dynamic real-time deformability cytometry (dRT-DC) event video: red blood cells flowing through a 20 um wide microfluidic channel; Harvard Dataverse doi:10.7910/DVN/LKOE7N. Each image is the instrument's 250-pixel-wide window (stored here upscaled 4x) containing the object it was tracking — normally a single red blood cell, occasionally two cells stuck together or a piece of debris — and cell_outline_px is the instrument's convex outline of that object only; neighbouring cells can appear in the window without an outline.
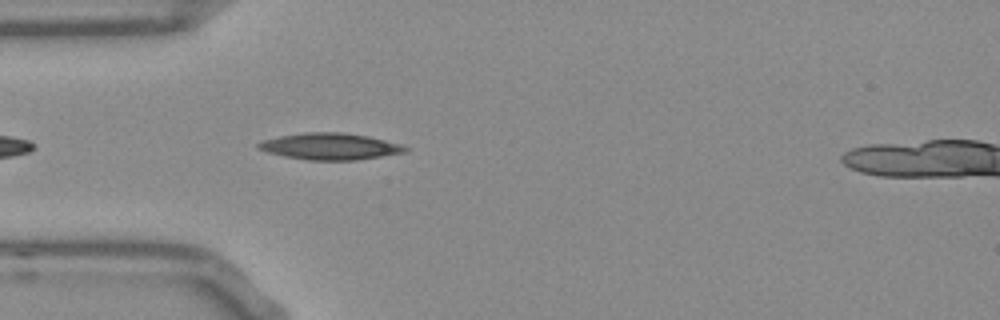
{"species": "Egyptian fruit bat (a non-hibernating species)", "species_latin": "Rousettus aegyptiacus", "temperature_condition": "room temperature", "stored_images_in_passage": 25, "camera_frame_rate_fps": 3000, "um_per_image_px": 0.085, "frame": {"image": 1, "passage_image": 4, "time_ms": 1.0, "image_size_px": [1000, 320], "cell_outline_px": [[408, 152], [356, 160], [308, 160], [284, 156], [268, 152], [256, 148], [256, 144], [264, 140], [280, 136], [304, 132], [340, 132], [368, 136], [400, 144], [408, 148]], "centroid_in_image_um": [28.05, 12.44], "position_along_channel_um": 56.9, "area_um2": 22.66}}
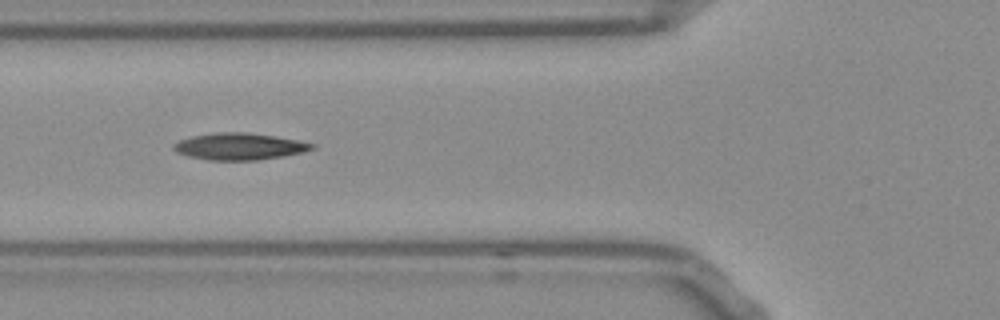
{"frame": {"image": 2, "passage_image": 8, "time_ms": 2.333, "image_size_px": [1000, 320], "cell_outline_px": [[316, 148], [284, 156], [256, 160], [208, 160], [188, 156], [176, 152], [172, 148], [172, 144], [180, 140], [192, 136], [216, 132], [244, 132], [276, 136], [300, 140], [316, 144]], "centroid_in_image_um": [20.35, 12.44], "position_along_channel_um": 105.5, "area_um2": 21.68}}
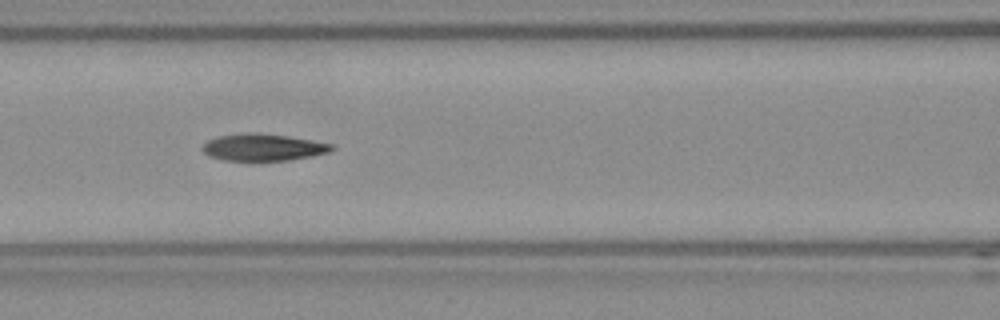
{"frame": {"image": 3, "passage_image": 11, "time_ms": 3.333, "image_size_px": [1000, 320], "cell_outline_px": [[336, 148], [328, 152], [312, 156], [288, 160], [224, 160], [208, 156], [200, 148], [208, 140], [216, 136], [288, 136], [336, 144]], "centroid_in_image_um": [22.43, 12.57], "position_along_channel_um": 144.2, "area_um2": 19.31}}